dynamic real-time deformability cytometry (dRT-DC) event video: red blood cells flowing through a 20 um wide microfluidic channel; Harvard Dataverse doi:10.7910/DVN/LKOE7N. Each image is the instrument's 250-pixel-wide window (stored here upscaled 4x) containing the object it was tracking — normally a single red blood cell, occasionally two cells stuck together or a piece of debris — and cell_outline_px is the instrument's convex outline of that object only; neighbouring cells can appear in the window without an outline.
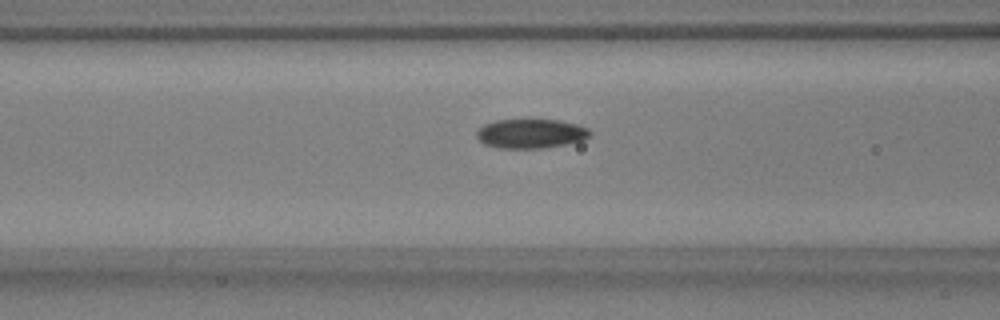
{"species": "common noctule bat (a hibernating species)", "species_latin": "Nyctalus noctula", "temperature_condition": "warm", "stored_images_in_passage": 41, "camera_frame_rate_fps": 3000, "um_per_image_px": 0.085, "animal": {"sex": "male", "body_mass_g": 17.9, "forearm_length_mm": 54.2}, "frame": {"image": 1, "passage_image": 15, "time_ms": 4.667, "image_size_px": [1000, 320], "cell_outline_px": [[592, 132], [588, 136], [580, 140], [564, 144], [544, 148], [496, 148], [484, 144], [476, 136], [476, 132], [484, 124], [496, 120], [560, 120], [576, 124], [588, 128]], "centroid_in_image_um": [45.08, 11.35], "position_along_channel_um": 121.5, "area_um2": 19.19}}
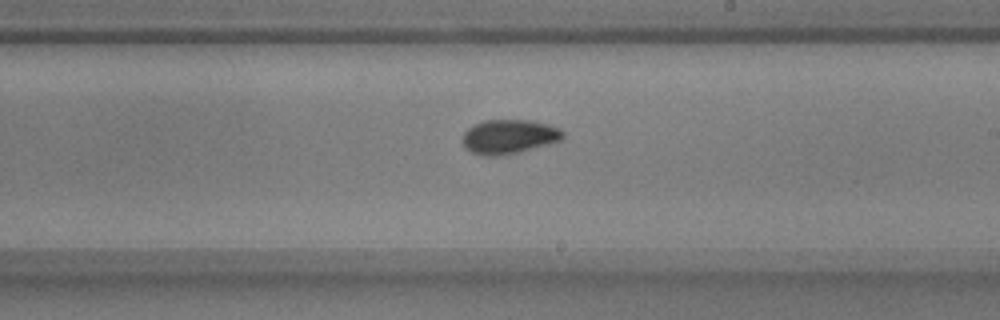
{"frame": {"image": 2, "passage_image": 25, "time_ms": 8.0, "image_size_px": [1000, 320], "cell_outline_px": [[564, 136], [560, 140], [548, 144], [520, 152], [500, 156], [484, 156], [472, 152], [464, 148], [460, 140], [464, 132], [472, 124], [484, 120], [532, 120], [548, 124], [560, 128], [564, 132]], "centroid_in_image_um": [43.22, 11.61], "position_along_channel_um": 245.8, "area_um2": 20.4}}
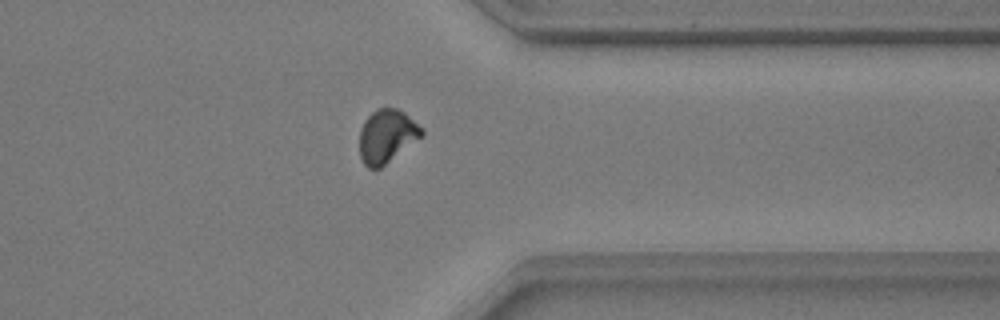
{"frame": {"image": 3, "passage_image": 36, "time_ms": 11.667, "image_size_px": [1000, 320], "cell_outline_px": [[424, 136], [380, 168], [368, 168], [364, 164], [360, 156], [360, 128], [364, 120], [376, 108], [396, 108], [404, 112], [424, 128]], "centroid_in_image_um": [32.9, 11.56], "position_along_channel_um": 378.5, "area_um2": 19.54}}